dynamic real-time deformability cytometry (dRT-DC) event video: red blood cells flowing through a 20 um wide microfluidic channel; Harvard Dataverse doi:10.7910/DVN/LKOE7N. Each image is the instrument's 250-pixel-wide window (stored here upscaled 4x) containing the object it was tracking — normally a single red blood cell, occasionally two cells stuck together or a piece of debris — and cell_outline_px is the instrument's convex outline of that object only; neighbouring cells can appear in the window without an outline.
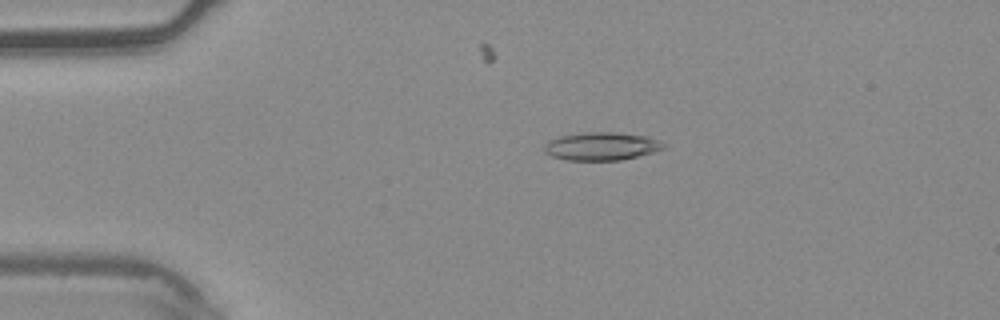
{"species": "common noctule bat (a hibernating species)", "species_latin": "Nyctalus noctula", "temperature_condition": "warm", "stored_images_in_passage": 4, "camera_frame_rate_fps": 3000, "um_per_image_px": 0.085, "animal": {"sex": "male", "body_mass_g": 20.4}, "frame": {"image": 1, "passage_image": 2, "time_ms": 0.333, "image_size_px": [1000, 320], "cell_outline_px": [[668, 144], [664, 148], [652, 152], [620, 160], [568, 160], [552, 156], [544, 152], [544, 144], [548, 140], [560, 136], [580, 132], [616, 132], [644, 136], [660, 140]], "centroid_in_image_um": [51.11, 12.42], "position_along_channel_um": 33.9, "area_um2": 19.54}}
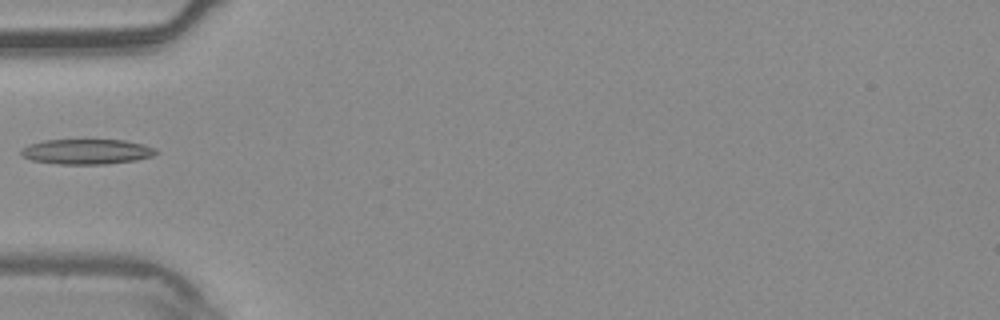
{"frame": {"image": 2, "passage_image": 4, "time_ms": 1.0, "image_size_px": [1000, 320], "cell_outline_px": [[160, 152], [152, 156], [136, 160], [104, 164], [60, 164], [32, 160], [24, 156], [20, 152], [28, 144], [44, 140], [124, 140], [144, 144], [156, 148]], "centroid_in_image_um": [7.42, 12.88], "position_along_channel_um": 77.6, "area_um2": 19.71}}